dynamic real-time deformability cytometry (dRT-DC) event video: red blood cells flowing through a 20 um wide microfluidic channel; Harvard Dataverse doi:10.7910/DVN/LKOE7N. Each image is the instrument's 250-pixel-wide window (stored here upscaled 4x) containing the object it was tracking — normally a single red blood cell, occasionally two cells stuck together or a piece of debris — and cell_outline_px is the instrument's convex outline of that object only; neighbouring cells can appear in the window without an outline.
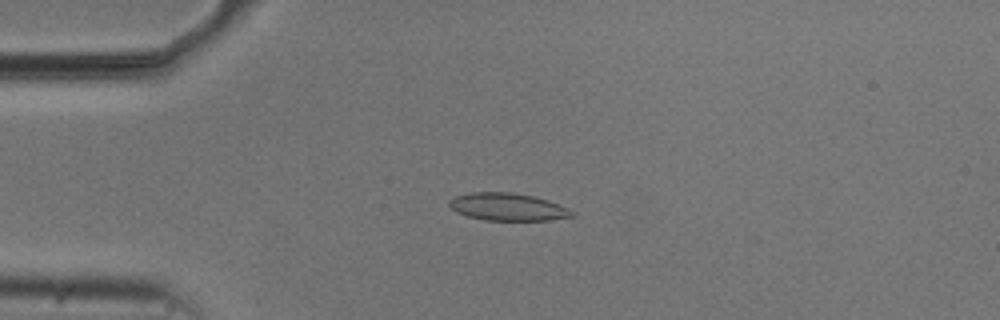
{"species": "common noctule bat (a hibernating species)", "species_latin": "Nyctalus noctula", "temperature_condition": "cold", "stored_images_in_passage": 54, "camera_frame_rate_fps": 3000, "um_per_image_px": 0.085, "animal": {"sex": "male", "body_mass_g": 20.5, "forearm_length_mm": 52.5}, "frame": {"image": 1, "passage_image": 13, "time_ms": 4.0, "image_size_px": [1000, 320], "cell_outline_px": [[576, 216], [552, 220], [484, 220], [468, 216], [456, 212], [448, 204], [448, 200], [456, 196], [472, 192], [512, 192], [532, 196], [548, 200], [568, 208], [576, 212]], "centroid_in_image_um": [43.19, 17.59], "position_along_channel_um": 41.8, "area_um2": 19.77}}
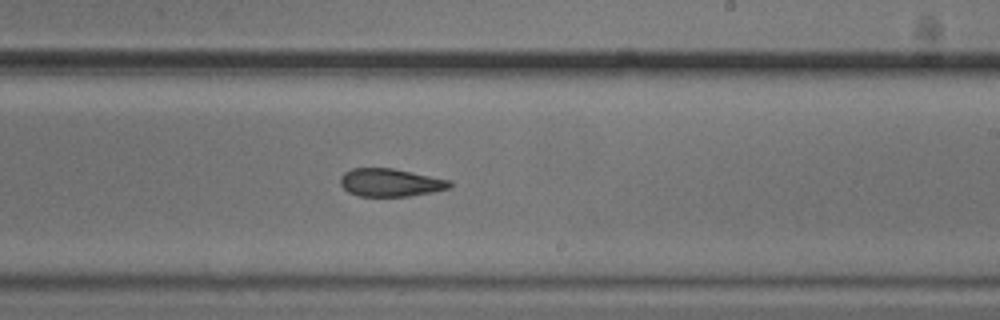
{"frame": {"image": 2, "passage_image": 32, "time_ms": 10.333, "image_size_px": [1000, 320], "cell_outline_px": [[452, 188], [432, 192], [408, 196], [360, 196], [348, 192], [340, 184], [340, 176], [344, 172], [352, 168], [392, 168], [452, 180]], "centroid_in_image_um": [33.2, 15.51], "position_along_channel_um": 255.8, "area_um2": 17.92}}
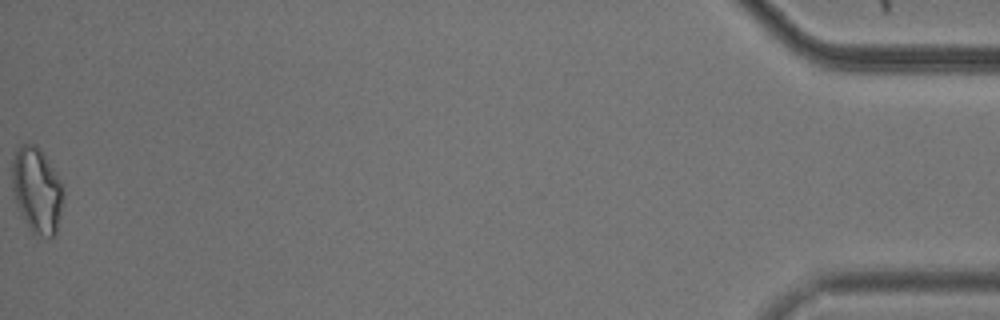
{"frame": {"image": 3, "passage_image": 54, "time_ms": 17.667, "image_size_px": [1000, 320], "cell_outline_px": [[64, 196], [56, 236], [48, 236], [32, 232], [16, 204], [12, 188], [12, 160], [16, 148], [24, 144], [36, 144], [40, 148], [60, 180]], "centroid_in_image_um": [3.13, 16.14], "position_along_channel_um": 432.1, "area_um2": 25.32}, "authors_computed_cell_mechanics": {"area_um2": 19.4208, "velocity_mm_per_s": 3.7498, "shape_relaxation_time_tau1_ms": null, "shape_relaxation_time_tau2_ms": 4.4569, "deformation_change_tau1": null, "deformation_change_tau2": 0.1163}}